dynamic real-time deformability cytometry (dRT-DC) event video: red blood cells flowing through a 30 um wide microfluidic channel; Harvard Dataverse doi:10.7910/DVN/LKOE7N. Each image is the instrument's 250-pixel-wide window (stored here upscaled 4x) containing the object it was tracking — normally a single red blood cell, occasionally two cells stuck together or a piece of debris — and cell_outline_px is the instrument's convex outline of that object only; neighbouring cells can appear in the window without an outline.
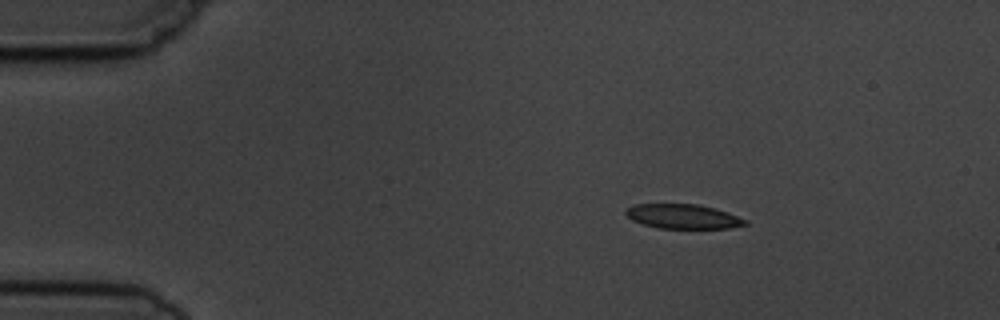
{"species": "common noctule bat (a hibernating species)", "species_latin": "Nyctalus noctula", "temperature_condition": "cold", "stored_images_in_passage": 3, "camera_frame_rate_fps": 3000, "um_per_image_px": 0.085, "animal": {"sex": "male", "body_mass_g": 19.5, "forearm_length_mm": 54.6}, "frame": {"image": 1, "passage_image": 1, "time_ms": 0.0, "image_size_px": [1000, 320], "cell_outline_px": [[748, 224], [728, 228], [656, 228], [632, 220], [624, 212], [628, 208], [636, 204], [696, 204], [716, 208], [728, 212], [748, 220]], "centroid_in_image_um": [58.09, 18.39], "position_along_channel_um": 26.9, "area_um2": 16.99}}
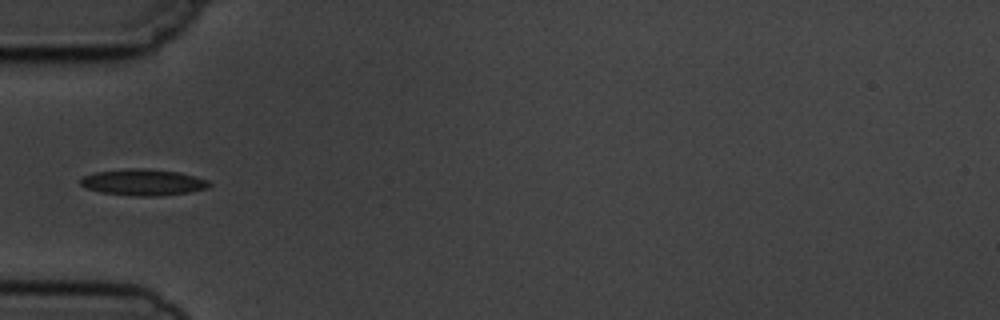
{"frame": {"image": 2, "passage_image": 3, "time_ms": 3.0, "image_size_px": [1000, 320], "cell_outline_px": [[212, 184], [208, 188], [188, 192], [160, 196], [136, 196], [104, 192], [88, 188], [80, 184], [80, 180], [84, 176], [92, 172], [128, 168], [144, 168], [180, 172], [196, 176], [208, 180]], "centroid_in_image_um": [12.21, 15.48], "position_along_channel_um": 72.8, "area_um2": 19.77}}